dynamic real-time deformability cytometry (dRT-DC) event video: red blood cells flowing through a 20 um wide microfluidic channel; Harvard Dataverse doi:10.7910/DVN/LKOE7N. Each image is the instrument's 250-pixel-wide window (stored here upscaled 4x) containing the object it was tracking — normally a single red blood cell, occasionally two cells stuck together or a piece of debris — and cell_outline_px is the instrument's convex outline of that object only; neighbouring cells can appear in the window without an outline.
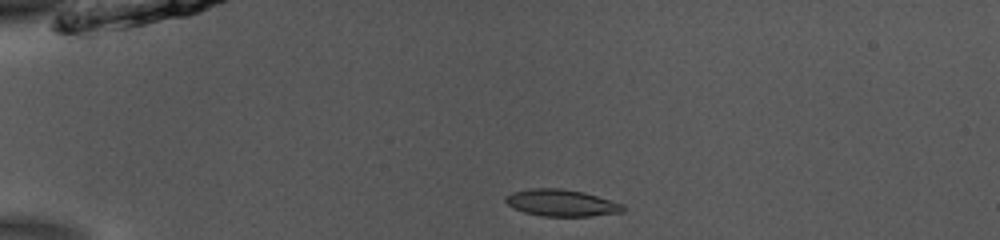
{"species": "common noctule bat (a hibernating species)", "species_latin": "Nyctalus noctula", "temperature_condition": "room temperature", "stored_images_in_passage": 41, "camera_frame_rate_fps": 3000, "um_per_image_px": 0.085, "animal": {"sex": "male", "body_mass_g": 13.0, "forearm_length_mm": 53.1}, "frame": {"image": 1, "passage_image": 1, "time_ms": 0.0, "image_size_px": [1000, 240], "cell_outline_px": [[624, 212], [588, 216], [544, 216], [524, 212], [512, 208], [504, 200], [504, 196], [512, 192], [532, 188], [560, 188], [584, 192], [624, 204]], "centroid_in_image_um": [47.71, 17.24], "position_along_channel_um": 37.3, "area_um2": 18.38}}
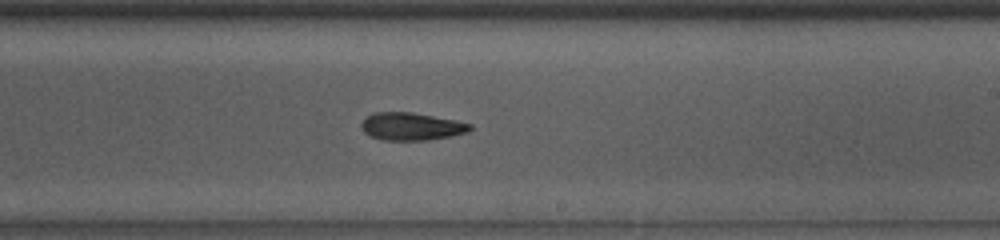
{"frame": {"image": 2, "passage_image": 21, "time_ms": 6.667, "image_size_px": [1000, 240], "cell_outline_px": [[472, 128], [468, 132], [452, 136], [428, 140], [380, 140], [368, 136], [364, 132], [360, 124], [364, 116], [376, 112], [412, 112], [456, 120], [472, 124]], "centroid_in_image_um": [34.94, 10.75], "position_along_channel_um": 254.1, "area_um2": 17.8}}
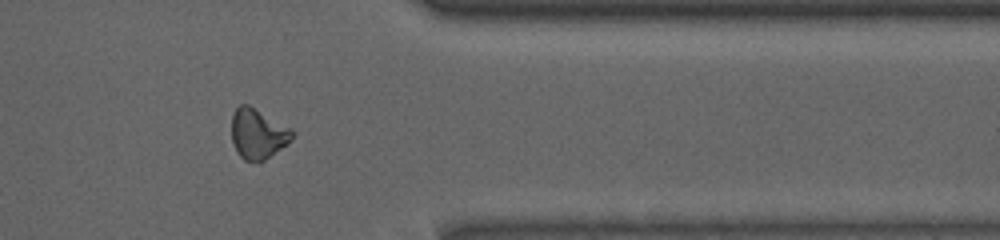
{"frame": {"image": 3, "passage_image": 32, "time_ms": 10.333, "image_size_px": [1000, 240], "cell_outline_px": [[296, 132], [288, 144], [260, 164], [244, 160], [236, 152], [232, 140], [232, 116], [236, 108], [240, 104], [248, 104], [292, 128]], "centroid_in_image_um": [21.94, 11.4], "position_along_channel_um": 389.5, "area_um2": 18.15}, "authors_computed_cell_mechanics": {"area_um2": 17.918, "velocity_mm_per_s": 3.9076, "shape_relaxation_time_tau1_ms": 2.2282, "shape_relaxation_time_tau2_ms": 4.0525, "deformation_change_tau1": 0.1104, "deformation_change_tau2": 0.1231}}